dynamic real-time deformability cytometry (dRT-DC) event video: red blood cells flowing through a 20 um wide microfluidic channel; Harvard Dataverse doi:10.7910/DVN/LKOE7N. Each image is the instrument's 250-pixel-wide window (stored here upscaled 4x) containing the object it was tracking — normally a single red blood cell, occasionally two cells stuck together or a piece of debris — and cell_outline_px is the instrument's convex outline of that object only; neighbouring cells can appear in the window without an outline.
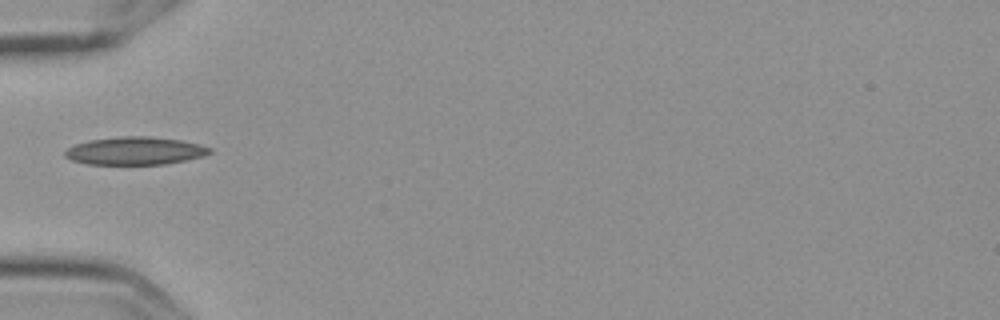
{"species": "Egyptian fruit bat (a non-hibernating species)", "species_latin": "Rousettus aegyptiacus", "temperature_condition": "cold", "stored_images_in_passage": 8, "camera_frame_rate_fps": 3000, "um_per_image_px": 0.085, "frame": {"image": 1, "passage_image": 5, "time_ms": 1.333, "image_size_px": [1000, 320], "cell_outline_px": [[212, 152], [200, 156], [184, 160], [164, 164], [88, 164], [72, 160], [64, 156], [64, 152], [68, 148], [76, 144], [88, 140], [120, 136], [148, 136], [180, 140], [200, 144], [212, 148]], "centroid_in_image_um": [11.46, 12.81], "position_along_channel_um": 73.5, "area_um2": 23.35}}
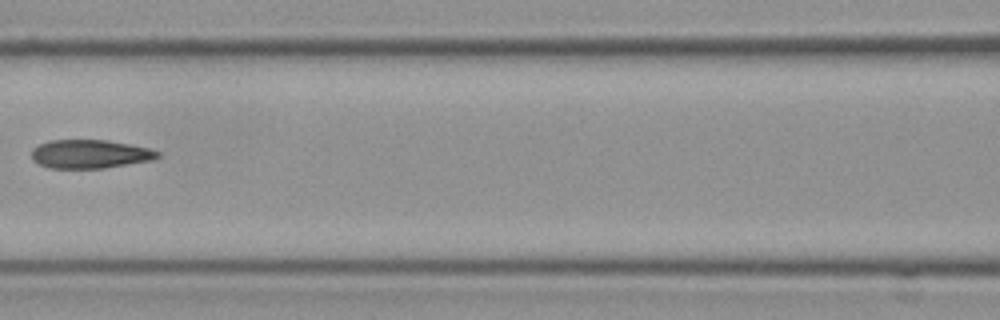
{"frame": {"image": 2, "passage_image": 7, "time_ms": 2.0, "image_size_px": [1000, 320], "cell_outline_px": [[160, 156], [152, 160], [104, 168], [48, 168], [32, 160], [32, 148], [48, 140], [108, 140], [132, 144], [148, 148], [160, 152]], "centroid_in_image_um": [7.65, 13.09], "position_along_channel_um": 159.0, "area_um2": 21.1}}
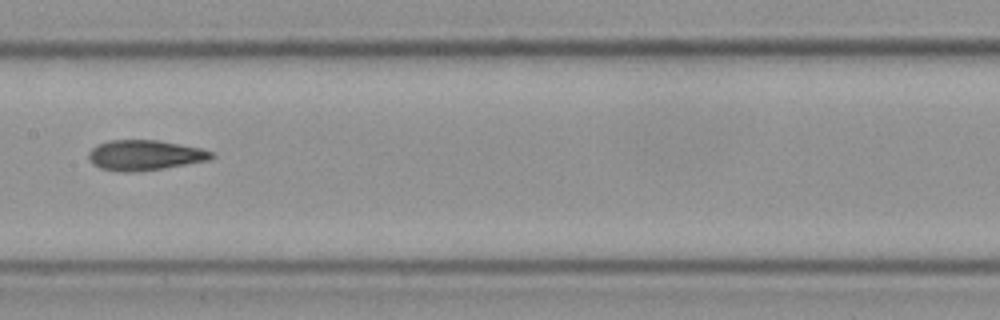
{"frame": {"image": 3, "passage_image": 8, "time_ms": 2.333, "image_size_px": [1000, 320], "cell_outline_px": [[216, 156], [208, 160], [160, 168], [132, 172], [120, 172], [100, 168], [92, 164], [88, 160], [88, 152], [96, 144], [108, 140], [156, 140], [200, 148], [212, 152]], "centroid_in_image_um": [12.23, 13.18], "position_along_channel_um": 195.2, "area_um2": 21.5}}